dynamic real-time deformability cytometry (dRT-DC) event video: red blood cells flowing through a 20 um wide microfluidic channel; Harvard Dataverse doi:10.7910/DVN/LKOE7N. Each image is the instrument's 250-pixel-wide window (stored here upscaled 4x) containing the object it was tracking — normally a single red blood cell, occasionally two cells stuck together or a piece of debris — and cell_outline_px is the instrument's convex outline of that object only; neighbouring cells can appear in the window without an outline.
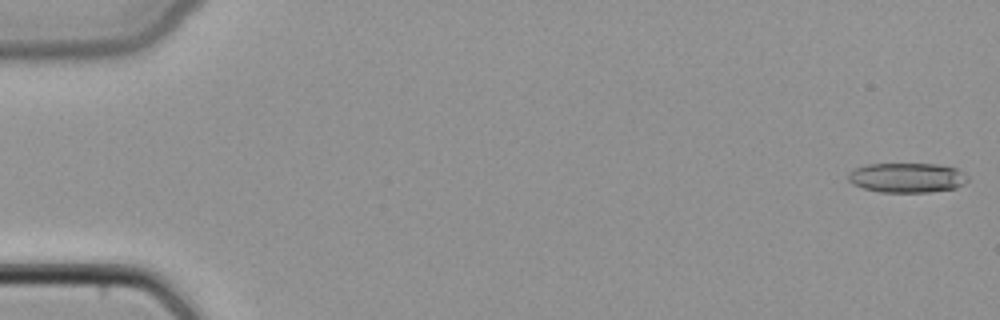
{"species": "common noctule bat (a hibernating species)", "species_latin": "Nyctalus noctula", "temperature_condition": "cold", "stored_images_in_passage": 48, "camera_frame_rate_fps": 3000, "um_per_image_px": 0.085, "animal": {"sex": "female", "body_mass_g": 22.7, "forearm_length_mm": 54.2}, "frame": {"image": 1, "passage_image": 1, "time_ms": 0.0, "image_size_px": [1000, 320], "cell_outline_px": [[968, 180], [964, 184], [956, 188], [928, 192], [880, 192], [864, 188], [852, 184], [848, 180], [848, 176], [856, 168], [868, 164], [936, 164], [956, 168], [964, 172], [968, 176]], "centroid_in_image_um": [77.13, 15.11], "position_along_channel_um": 7.9, "area_um2": 20.63}}
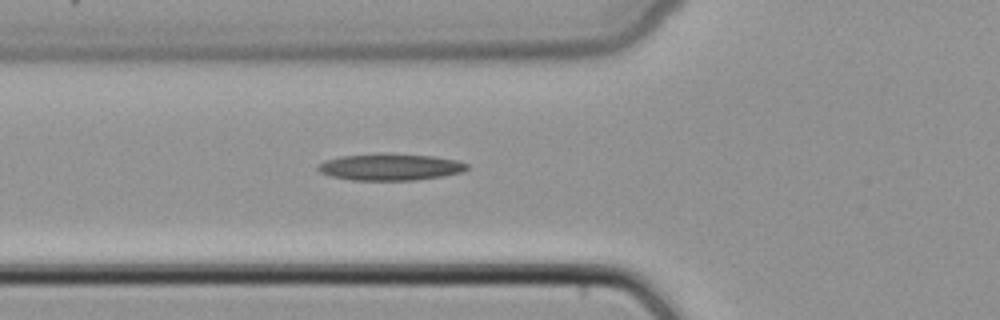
{"frame": {"image": 2, "passage_image": 18, "time_ms": 5.667, "image_size_px": [1000, 320], "cell_outline_px": [[468, 168], [464, 172], [444, 176], [416, 180], [352, 180], [332, 176], [320, 172], [316, 168], [316, 164], [324, 160], [340, 156], [376, 152], [432, 156], [456, 160], [468, 164]], "centroid_in_image_um": [33.14, 14.18], "position_along_channel_um": 92.7, "area_um2": 23.58}}
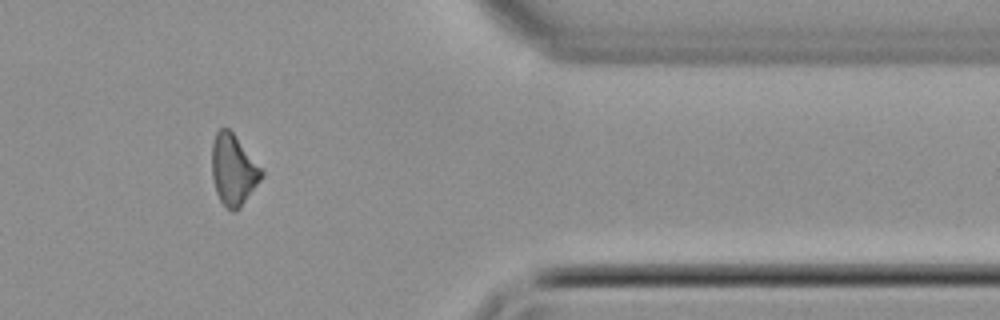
{"frame": {"image": 3, "passage_image": 40, "time_ms": 13.0, "image_size_px": [1000, 320], "cell_outline_px": [[264, 176], [240, 208], [236, 212], [232, 212], [224, 208], [216, 192], [212, 176], [212, 140], [216, 132], [220, 128], [228, 128], [232, 132], [264, 172]], "centroid_in_image_um": [19.82, 14.48], "position_along_channel_um": 391.6, "area_um2": 20.52}}